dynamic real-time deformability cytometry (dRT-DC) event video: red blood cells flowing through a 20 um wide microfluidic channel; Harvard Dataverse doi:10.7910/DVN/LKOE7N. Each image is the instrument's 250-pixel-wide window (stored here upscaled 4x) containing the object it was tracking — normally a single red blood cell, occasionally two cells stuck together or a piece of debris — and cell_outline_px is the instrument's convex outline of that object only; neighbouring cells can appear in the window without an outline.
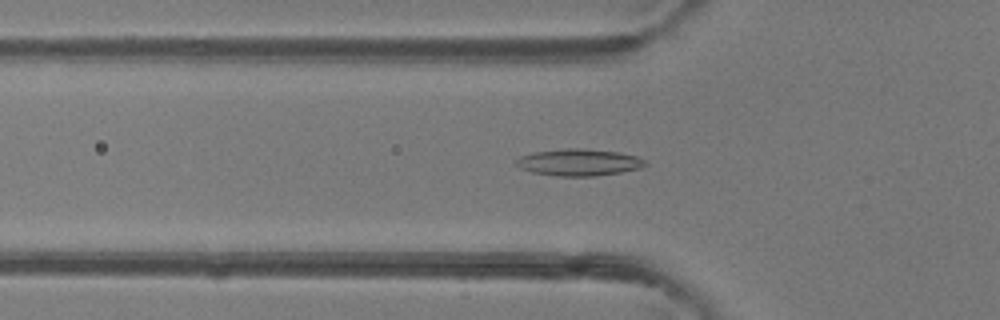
{"species": "common noctule bat (a hibernating species)", "species_latin": "Nyctalus noctula", "temperature_condition": "room temperature", "stored_images_in_passage": 35, "camera_frame_rate_fps": 3000, "um_per_image_px": 0.085, "animal": {"sex": "female"}, "frame": {"image": 1, "passage_image": 2, "time_ms": 0.333, "image_size_px": [1000, 320], "cell_outline_px": [[648, 164], [640, 168], [620, 172], [596, 176], [556, 176], [532, 172], [520, 168], [516, 164], [516, 160], [520, 156], [532, 152], [564, 148], [584, 148], [620, 152], [636, 156], [644, 160]], "centroid_in_image_um": [49.19, 13.79], "position_along_channel_um": 76.6, "area_um2": 20.29}}
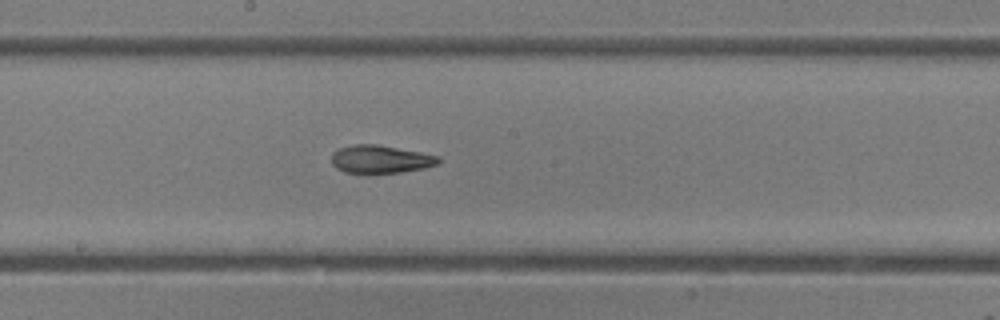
{"frame": {"image": 2, "passage_image": 12, "time_ms": 3.667, "image_size_px": [1000, 320], "cell_outline_px": [[440, 160], [436, 164], [424, 168], [400, 172], [344, 172], [336, 168], [332, 164], [332, 152], [340, 148], [352, 144], [376, 144], [420, 152], [440, 156]], "centroid_in_image_um": [32.32, 13.52], "position_along_channel_um": 215.9, "area_um2": 17.17}}
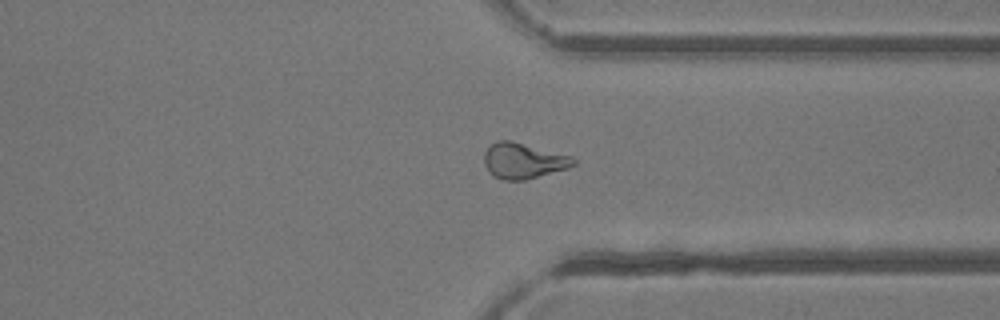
{"frame": {"image": 3, "passage_image": 23, "time_ms": 7.333, "image_size_px": [1000, 320], "cell_outline_px": [[576, 164], [568, 168], [524, 180], [504, 180], [492, 176], [488, 172], [484, 164], [484, 152], [496, 140], [508, 140], [572, 156], [576, 160]], "centroid_in_image_um": [44.46, 13.68], "position_along_channel_um": 366.9, "area_um2": 18.44}, "authors_computed_cell_mechanics": {"area_um2": 18.0914, "velocity_mm_per_s": 4.1376, "shape_relaxation_time_tau1_ms": null, "shape_relaxation_time_tau2_ms": 4.1926, "deformation_change_tau1": null, "deformation_change_tau2": 0.139}}